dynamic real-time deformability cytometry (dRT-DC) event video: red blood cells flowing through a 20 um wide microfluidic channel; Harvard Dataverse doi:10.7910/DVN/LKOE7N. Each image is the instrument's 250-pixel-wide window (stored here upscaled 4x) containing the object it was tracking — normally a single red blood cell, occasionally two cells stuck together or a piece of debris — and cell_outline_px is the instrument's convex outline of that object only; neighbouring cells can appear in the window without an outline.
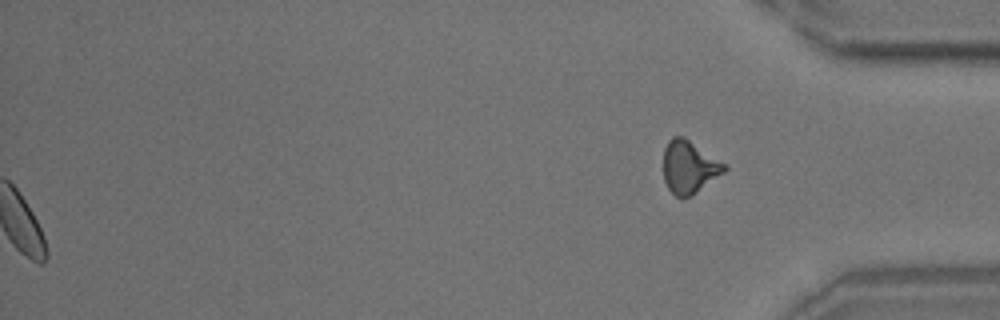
{"species": "common noctule bat (a hibernating species)", "species_latin": "Nyctalus noctula", "temperature_condition": "room temperature", "stored_images_in_passage": 49, "segment_of_instrument_passage": [2, 2], "camera_frame_rate_fps": 3000, "um_per_image_px": 0.085, "animal": {"sex": "male", "body_mass_g": 18.8}, "frame": {"image": 1, "passage_image": 49, "time_ms": 16.0, "image_size_px": [1000, 320], "cell_outline_px": [[728, 168], [724, 172], [692, 196], [680, 200], [668, 188], [664, 180], [664, 148], [668, 140], [672, 136], [684, 136], [728, 164]], "centroid_in_image_um": [58.6, 14.19], "position_along_channel_um": 376.6, "area_um2": 19.13}}